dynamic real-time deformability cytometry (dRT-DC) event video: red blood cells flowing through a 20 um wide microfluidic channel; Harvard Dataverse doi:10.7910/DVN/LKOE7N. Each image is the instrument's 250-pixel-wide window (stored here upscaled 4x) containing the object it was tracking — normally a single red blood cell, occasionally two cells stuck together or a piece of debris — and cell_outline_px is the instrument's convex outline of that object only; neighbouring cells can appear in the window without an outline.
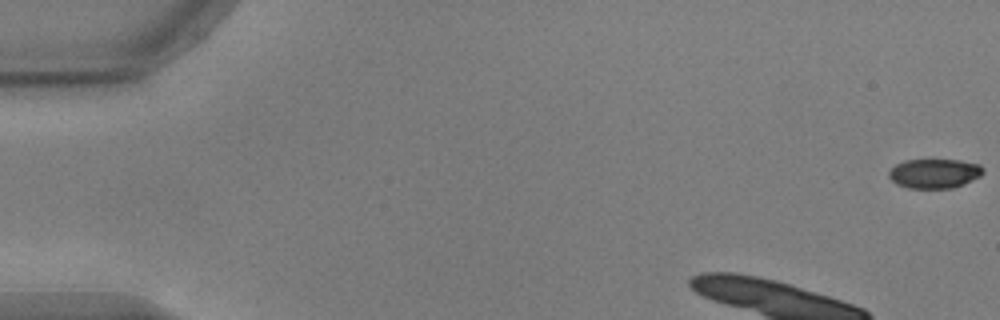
{"species": "common noctule bat (a hibernating species)", "species_latin": "Nyctalus noctula", "temperature_condition": "warm", "stored_images_in_passage": 12, "camera_frame_rate_fps": 3000, "um_per_image_px": 0.085, "animal": {"sex": "male", "body_mass_g": 17.9, "forearm_length_mm": 54.2}, "frame": {"image": 1, "passage_image": 1, "time_ms": 0.0, "image_size_px": [1000, 320], "cell_outline_px": [[984, 172], [980, 176], [964, 184], [952, 188], [908, 188], [896, 184], [888, 176], [888, 172], [896, 164], [904, 160], [960, 160], [980, 164], [984, 168]], "centroid_in_image_um": [79.43, 14.74], "position_along_channel_um": 5.6, "area_um2": 16.24}}